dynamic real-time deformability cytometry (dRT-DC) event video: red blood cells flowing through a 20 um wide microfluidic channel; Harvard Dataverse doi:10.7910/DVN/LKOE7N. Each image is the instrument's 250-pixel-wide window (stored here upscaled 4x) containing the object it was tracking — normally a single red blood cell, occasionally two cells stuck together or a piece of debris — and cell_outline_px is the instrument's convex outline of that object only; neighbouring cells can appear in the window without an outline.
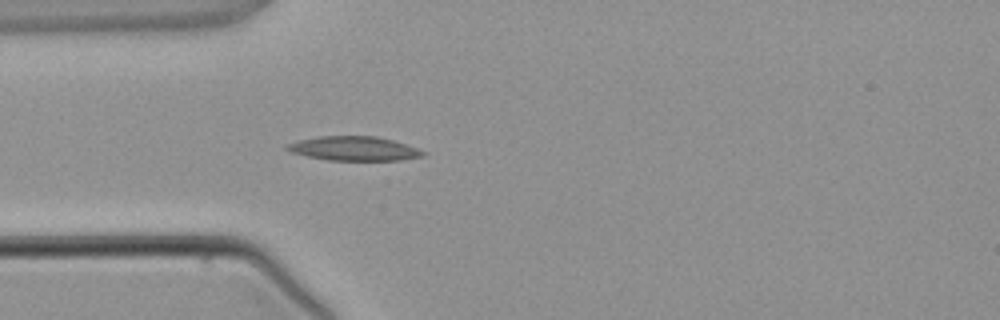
{"species": "common noctule bat (a hibernating species)", "species_latin": "Nyctalus noctula", "temperature_condition": "warm", "stored_images_in_passage": 2, "camera_frame_rate_fps": 3000, "um_per_image_px": 0.085, "animal": {"sex": "male", "body_mass_g": 21.5, "forearm_length_mm": 52.0}, "frame": {"image": 1, "passage_image": 2, "time_ms": 2.0, "image_size_px": [1000, 320], "cell_outline_px": [[428, 152], [424, 156], [400, 160], [328, 160], [308, 156], [292, 152], [284, 148], [288, 144], [300, 140], [320, 136], [376, 136], [392, 140]], "centroid_in_image_um": [30.12, 12.63], "position_along_channel_um": 54.9, "area_um2": 18.96}}